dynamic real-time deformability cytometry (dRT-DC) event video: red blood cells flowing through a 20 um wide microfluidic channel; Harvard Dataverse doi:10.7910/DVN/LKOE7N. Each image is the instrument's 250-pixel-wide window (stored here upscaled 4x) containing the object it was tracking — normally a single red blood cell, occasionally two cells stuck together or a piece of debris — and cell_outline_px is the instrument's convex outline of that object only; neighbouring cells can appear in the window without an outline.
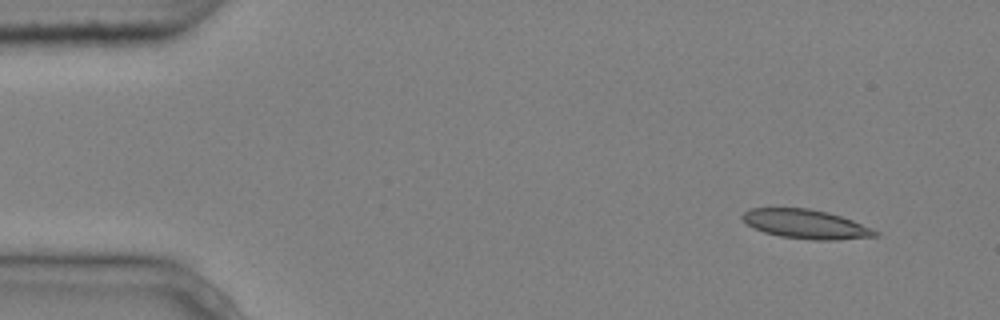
{"species": "common noctule bat (a hibernating species)", "species_latin": "Nyctalus noctula", "temperature_condition": "cold", "stored_images_in_passage": 7, "camera_frame_rate_fps": 3000, "um_per_image_px": 0.085, "animal": {"sex": "male", "body_mass_g": 20.4}, "frame": {"image": 1, "passage_image": 1, "time_ms": 0.0, "image_size_px": [1000, 320], "cell_outline_px": [[880, 236], [840, 240], [812, 240], [780, 236], [764, 232], [752, 228], [740, 216], [744, 212], [752, 208], [808, 208], [828, 212], [852, 220], [872, 228], [880, 232]], "centroid_in_image_um": [68.53, 19.06], "position_along_channel_um": 16.5, "area_um2": 22.66}}